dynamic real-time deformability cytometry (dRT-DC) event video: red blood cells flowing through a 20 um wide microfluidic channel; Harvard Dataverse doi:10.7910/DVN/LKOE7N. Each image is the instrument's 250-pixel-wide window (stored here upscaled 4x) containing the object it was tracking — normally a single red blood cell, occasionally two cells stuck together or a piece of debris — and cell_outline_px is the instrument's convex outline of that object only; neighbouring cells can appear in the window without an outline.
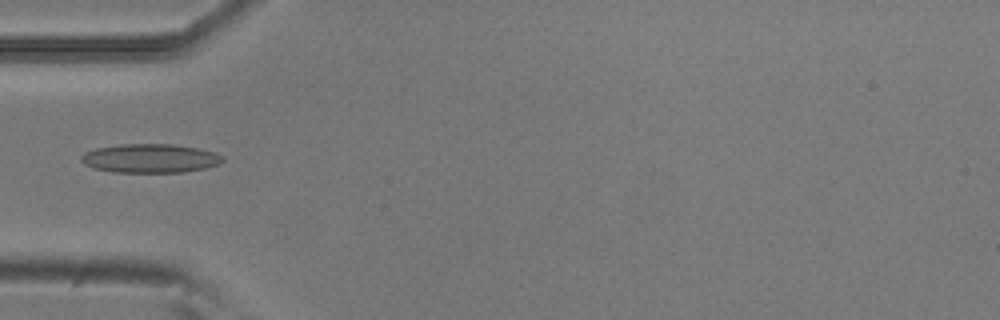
{"species": "common noctule bat (a hibernating species)", "species_latin": "Nyctalus noctula", "temperature_condition": "room temperature", "stored_images_in_passage": 2, "camera_frame_rate_fps": 3000, "um_per_image_px": 0.085, "animal": {"sex": "male", "body_mass_g": 20.5, "forearm_length_mm": 52.5}, "frame": {"image": 1, "passage_image": 1, "time_ms": 0.0, "image_size_px": [1000, 320], "cell_outline_px": [[224, 160], [220, 164], [204, 168], [184, 172], [112, 172], [96, 168], [84, 164], [80, 160], [80, 156], [84, 152], [96, 148], [120, 144], [172, 144], [196, 148], [216, 152], [224, 156]], "centroid_in_image_um": [12.77, 13.45], "position_along_channel_um": 72.2, "area_um2": 23.87}}
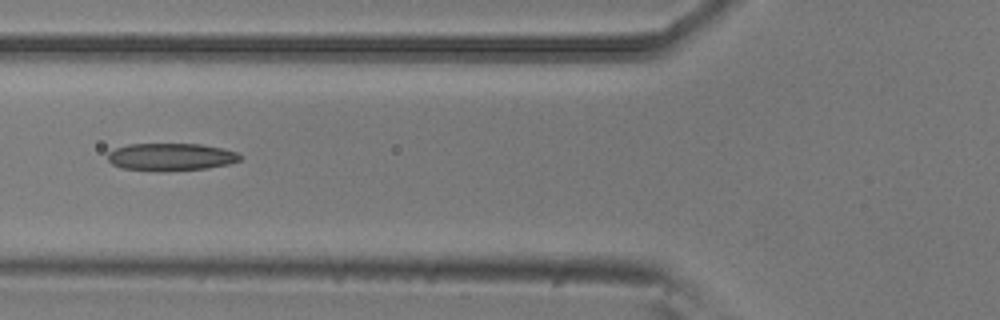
{"frame": {"image": 2, "passage_image": 2, "time_ms": 0.333, "image_size_px": [1000, 320], "cell_outline_px": [[244, 156], [240, 160], [228, 164], [208, 168], [164, 172], [156, 172], [120, 168], [112, 164], [108, 160], [108, 152], [116, 148], [128, 144], [200, 144], [224, 148], [240, 152]], "centroid_in_image_um": [14.56, 13.35], "position_along_channel_um": 111.2, "area_um2": 21.73}}